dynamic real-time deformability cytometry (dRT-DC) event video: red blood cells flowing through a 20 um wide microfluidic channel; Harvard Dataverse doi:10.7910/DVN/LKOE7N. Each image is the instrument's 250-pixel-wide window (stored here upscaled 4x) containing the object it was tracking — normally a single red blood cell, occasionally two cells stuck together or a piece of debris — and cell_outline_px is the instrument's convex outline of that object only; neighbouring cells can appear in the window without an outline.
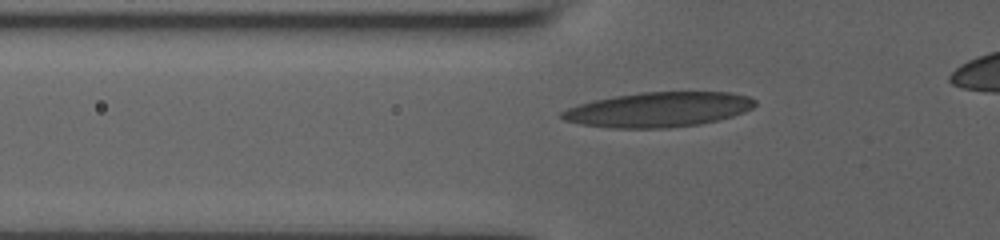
{"species": "human", "species_latin": "Homo sapiens", "temperature_condition": "room temperature", "stored_images_in_passage": 33, "camera_frame_rate_fps": 3000, "um_per_image_px": 0.085, "donor": {"sex": "male"}, "frame": {"image": 1, "passage_image": 3, "time_ms": 0.667, "image_size_px": [1000, 240], "cell_outline_px": [[756, 104], [752, 108], [744, 112], [732, 116], [700, 124], [664, 128], [612, 128], [580, 124], [564, 120], [560, 116], [560, 112], [568, 108], [580, 104], [596, 100], [616, 96], [640, 92], [732, 92], [748, 96], [756, 100]], "centroid_in_image_um": [55.99, 9.31], "position_along_channel_um": 69.8, "area_um2": 39.07}}
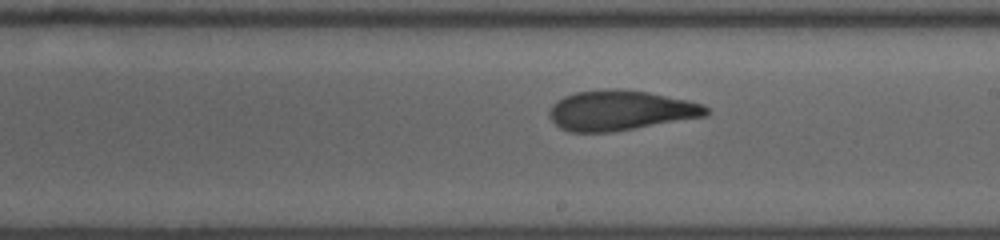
{"frame": {"image": 2, "passage_image": 16, "time_ms": 5.0, "image_size_px": [1000, 240], "cell_outline_px": [[712, 112], [708, 116], [612, 132], [568, 132], [560, 128], [548, 116], [548, 112], [552, 104], [564, 96], [576, 92], [604, 88], [616, 88], [648, 92], [688, 100], [704, 104]], "centroid_in_image_um": [52.75, 9.38], "position_along_channel_um": 236.2, "area_um2": 36.99}}
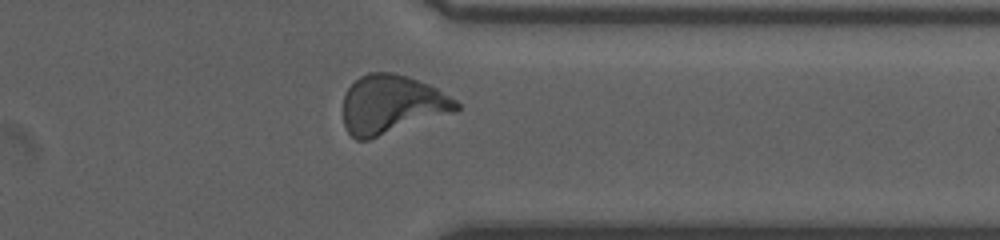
{"frame": {"image": 3, "passage_image": 27, "time_ms": 8.667, "image_size_px": [1000, 240], "cell_outline_px": [[460, 108], [456, 112], [368, 140], [356, 140], [348, 132], [344, 124], [344, 92], [360, 76], [368, 72], [392, 72], [408, 76], [428, 84], [436, 88], [456, 100], [460, 104]], "centroid_in_image_um": [33.3, 8.88], "position_along_channel_um": 378.1, "area_um2": 38.9}}